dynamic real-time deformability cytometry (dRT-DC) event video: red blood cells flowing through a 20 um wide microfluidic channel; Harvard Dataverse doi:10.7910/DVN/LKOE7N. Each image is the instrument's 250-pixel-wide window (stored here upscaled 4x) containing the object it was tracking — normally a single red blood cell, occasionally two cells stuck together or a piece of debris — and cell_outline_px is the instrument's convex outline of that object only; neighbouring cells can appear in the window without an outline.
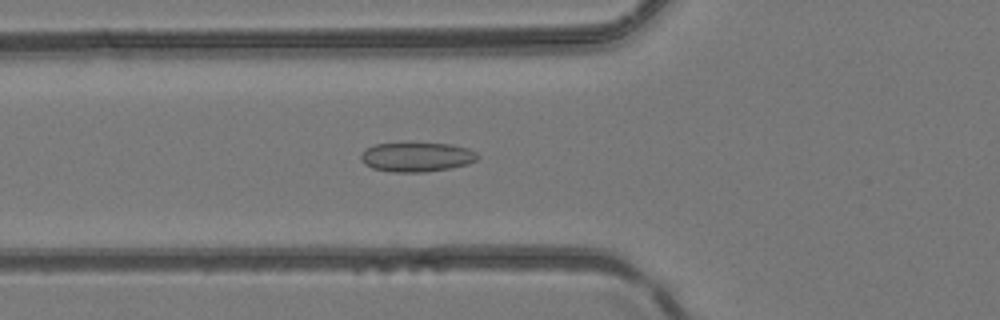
{"species": "common noctule bat (a hibernating species)", "species_latin": "Nyctalus noctula", "temperature_condition": "room temperature", "stored_images_in_passage": 42, "camera_frame_rate_fps": 3000, "um_per_image_px": 0.085, "animal": {"sex": "female", "body_mass_g": 24.6, "forearm_length_mm": 56.2}, "frame": {"image": 1, "passage_image": 13, "time_ms": 4.0, "image_size_px": [1000, 320], "cell_outline_px": [[480, 156], [476, 160], [468, 164], [448, 168], [424, 172], [392, 172], [372, 168], [364, 164], [360, 160], [360, 156], [364, 148], [376, 144], [452, 144], [468, 148], [476, 152]], "centroid_in_image_um": [35.4, 13.35], "position_along_channel_um": 90.4, "area_um2": 19.88}}
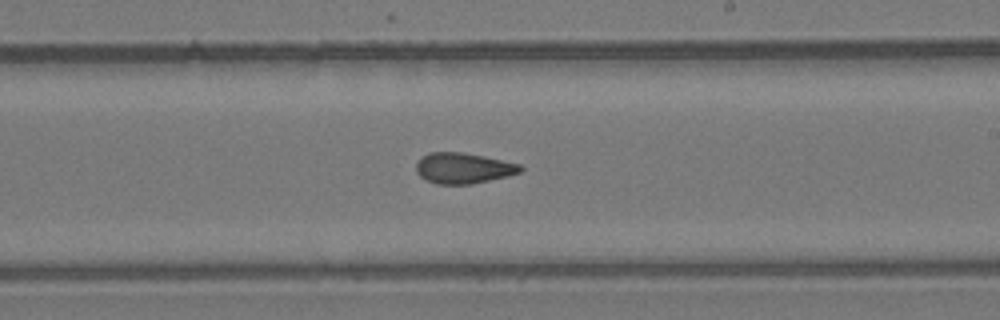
{"frame": {"image": 2, "passage_image": 24, "time_ms": 7.667, "image_size_px": [1000, 320], "cell_outline_px": [[524, 168], [520, 172], [508, 176], [472, 184], [436, 184], [420, 176], [416, 172], [416, 164], [420, 156], [428, 152], [464, 152], [484, 156], [520, 164]], "centroid_in_image_um": [39.36, 14.28], "position_along_channel_um": 249.6, "area_um2": 18.79}}
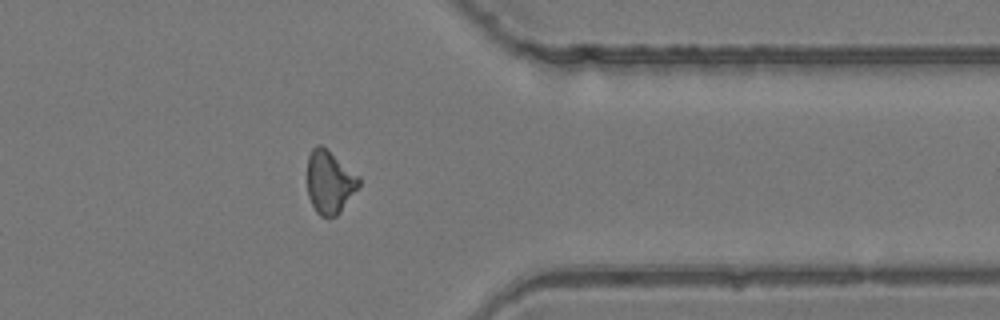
{"frame": {"image": 3, "passage_image": 34, "time_ms": 11.0, "image_size_px": [1000, 320], "cell_outline_px": [[360, 184], [340, 212], [336, 216], [328, 220], [320, 216], [316, 212], [308, 196], [308, 156], [312, 148], [316, 144], [320, 144], [360, 176]], "centroid_in_image_um": [28.01, 15.5], "position_along_channel_um": 383.4, "area_um2": 18.96}}